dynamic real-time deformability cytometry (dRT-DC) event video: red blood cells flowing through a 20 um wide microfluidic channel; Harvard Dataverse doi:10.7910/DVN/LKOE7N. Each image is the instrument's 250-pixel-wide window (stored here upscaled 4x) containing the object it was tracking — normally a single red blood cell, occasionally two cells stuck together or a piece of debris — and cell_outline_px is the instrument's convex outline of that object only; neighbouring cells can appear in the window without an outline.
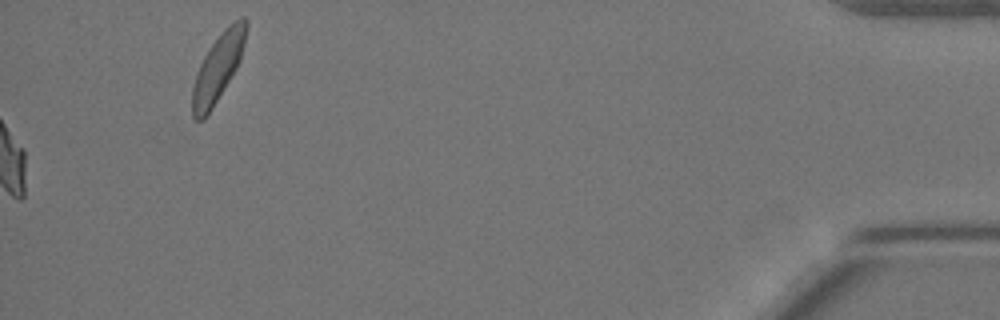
{"species": "Egyptian fruit bat (a non-hibernating species)", "species_latin": "Rousettus aegyptiacus", "temperature_condition": "warm", "stored_images_in_passage": 53, "camera_frame_rate_fps": 3000, "um_per_image_px": 0.085, "animal": {"sex": "female"}, "frame": {"image": 1, "passage_image": 53, "time_ms": 17.333, "image_size_px": [1000, 320], "cell_outline_px": [[248, 28], [240, 60], [236, 68], [212, 108], [204, 120], [196, 120], [192, 116], [192, 88], [200, 64], [204, 56], [212, 44], [224, 28], [228, 24], [240, 16], [244, 16], [248, 20]], "centroid_in_image_um": [18.55, 5.7], "position_along_channel_um": 416.7, "area_um2": 20.98}, "authors_computed_cell_mechanics": {"area_um2": 19.652, "velocity_mm_per_s": 3.8544, "shape_relaxation_time_tau1_ms": 4.3982, "shape_relaxation_time_tau2_ms": 1.3372, "deformation_change_tau1": 0.1716, "deformation_change_tau2": 0.0651}}